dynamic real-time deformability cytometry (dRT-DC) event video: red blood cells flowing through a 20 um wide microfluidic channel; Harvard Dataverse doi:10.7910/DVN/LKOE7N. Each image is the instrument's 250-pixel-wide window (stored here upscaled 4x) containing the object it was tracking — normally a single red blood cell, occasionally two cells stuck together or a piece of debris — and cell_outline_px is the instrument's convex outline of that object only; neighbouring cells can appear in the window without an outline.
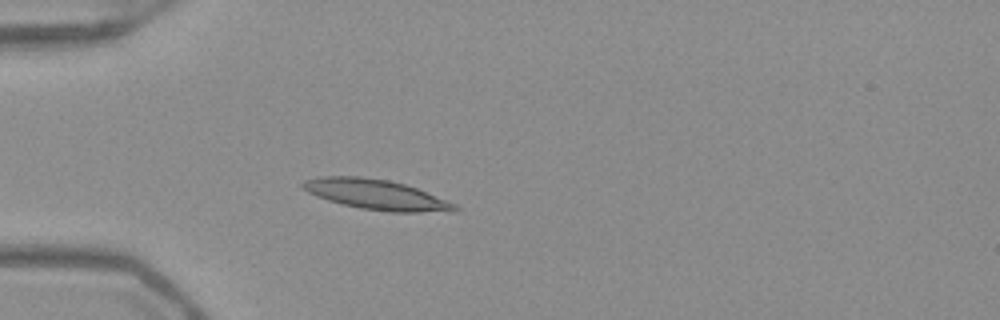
{"species": "Egyptian fruit bat (a non-hibernating species)", "species_latin": "Rousettus aegyptiacus", "temperature_condition": "warm", "stored_images_in_passage": 38, "camera_frame_rate_fps": 3000, "um_per_image_px": 0.085, "frame": {"image": 1, "passage_image": 2, "time_ms": 0.333, "image_size_px": [1000, 320], "cell_outline_px": [[460, 208], [452, 212], [388, 212], [360, 208], [328, 200], [316, 196], [300, 188], [300, 184], [304, 180], [320, 176], [360, 176], [388, 180], [404, 184], [416, 188], [456, 204]], "centroid_in_image_um": [31.95, 16.54], "position_along_channel_um": 53.0, "area_um2": 26.7}}
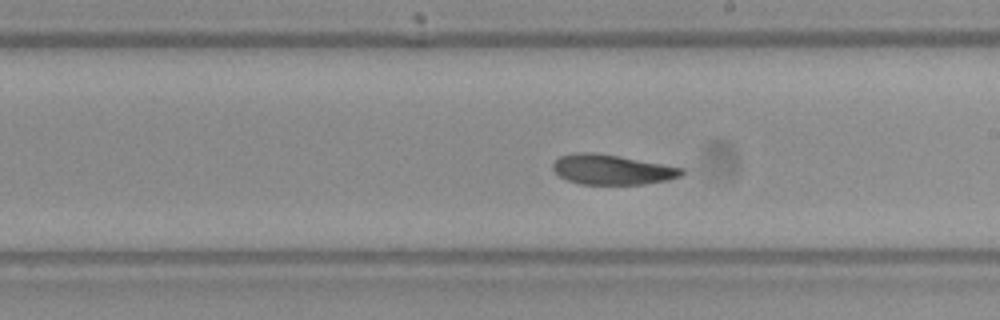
{"frame": {"image": 2, "passage_image": 17, "time_ms": 5.333, "image_size_px": [1000, 320], "cell_outline_px": [[684, 172], [680, 176], [668, 180], [644, 184], [580, 184], [568, 180], [560, 176], [552, 168], [552, 164], [560, 156], [576, 152], [592, 152], [616, 156], [684, 168]], "centroid_in_image_um": [52.0, 14.42], "position_along_channel_um": 237.0, "area_um2": 22.2}}
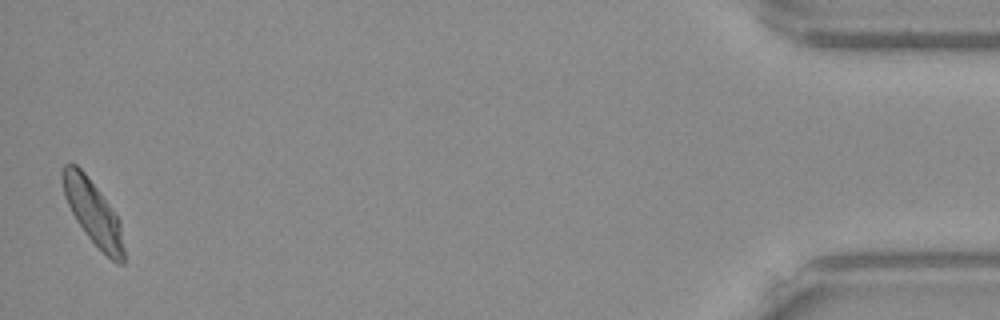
{"frame": {"image": 3, "passage_image": 38, "time_ms": 12.333, "image_size_px": [1000, 320], "cell_outline_px": [[124, 264], [116, 264], [84, 232], [76, 220], [64, 196], [60, 176], [60, 172], [64, 164], [76, 164], [84, 172], [120, 220], [124, 248]], "centroid_in_image_um": [7.89, 18.04], "position_along_channel_um": 427.3, "area_um2": 22.54}, "authors_computed_cell_mechanics": {"area_um2": 23.0622, "velocity_mm_per_s": 3.9342, "shape_relaxation_time_tau1_ms": 3.9446, "shape_relaxation_time_tau2_ms": 1.8142, "deformation_change_tau1": 0.1779, "deformation_change_tau2": 0.0863}}